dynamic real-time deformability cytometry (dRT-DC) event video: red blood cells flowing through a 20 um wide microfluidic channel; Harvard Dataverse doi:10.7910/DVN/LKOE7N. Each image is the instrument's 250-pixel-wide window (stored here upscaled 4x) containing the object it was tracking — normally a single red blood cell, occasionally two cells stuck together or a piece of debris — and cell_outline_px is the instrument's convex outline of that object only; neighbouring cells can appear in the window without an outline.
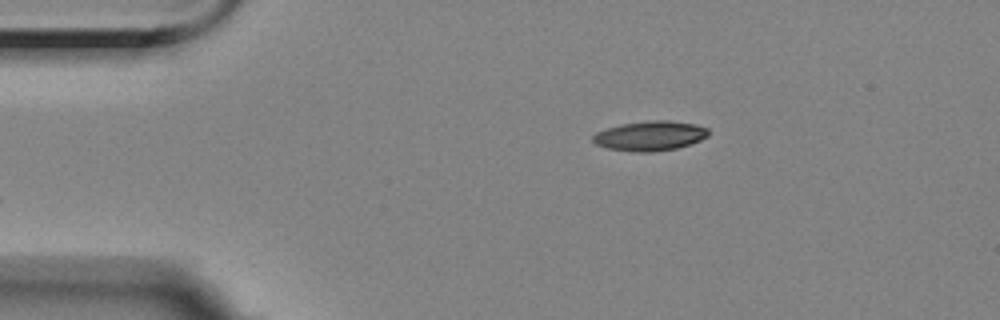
{"species": "Egyptian fruit bat (a non-hibernating species)", "species_latin": "Rousettus aegyptiacus", "temperature_condition": "room temperature", "stored_images_in_passage": 43, "camera_frame_rate_fps": 3000, "um_per_image_px": 0.085, "animal": {"sex": "female"}, "frame": {"image": 1, "passage_image": 1, "time_ms": 0.0, "image_size_px": [1000, 320], "cell_outline_px": [[708, 136], [700, 140], [676, 148], [652, 152], [632, 152], [608, 148], [596, 144], [592, 140], [592, 136], [596, 132], [620, 124], [648, 120], [668, 120], [696, 124], [708, 128]], "centroid_in_image_um": [55.24, 11.54], "position_along_channel_um": 29.8, "area_um2": 20.0}}
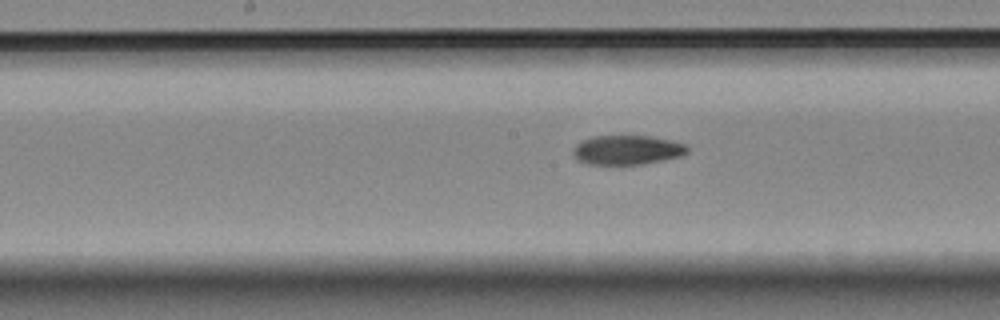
{"frame": {"image": 2, "passage_image": 19, "time_ms": 6.0, "image_size_px": [1000, 320], "cell_outline_px": [[688, 152], [680, 156], [640, 164], [588, 164], [576, 160], [572, 152], [572, 148], [580, 140], [592, 136], [648, 136], [668, 140], [684, 144], [688, 148]], "centroid_in_image_um": [53.21, 12.74], "position_along_channel_um": 195.0, "area_um2": 19.42}}
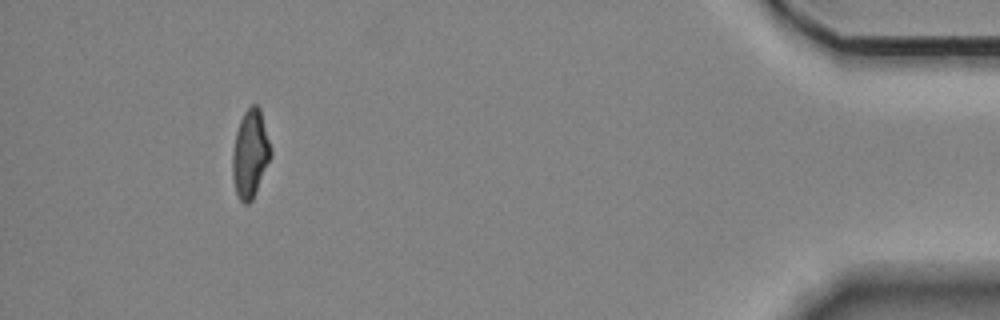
{"frame": {"image": 3, "passage_image": 43, "time_ms": 14.0, "image_size_px": [1000, 320], "cell_outline_px": [[272, 156], [256, 192], [252, 200], [248, 204], [244, 204], [240, 200], [236, 192], [232, 180], [232, 152], [236, 132], [240, 120], [244, 112], [252, 104], [256, 104], [260, 108], [272, 148]], "centroid_in_image_um": [21.28, 13.08], "position_along_channel_um": 413.9, "area_um2": 19.88}, "authors_computed_cell_mechanics": {"area_um2": 20.23, "velocity_mm_per_s": 3.5333, "shape_relaxation_time_tau1_ms": null, "shape_relaxation_time_tau2_ms": 4.5914, "deformation_change_tau1": null, "deformation_change_tau2": 0.1092}}